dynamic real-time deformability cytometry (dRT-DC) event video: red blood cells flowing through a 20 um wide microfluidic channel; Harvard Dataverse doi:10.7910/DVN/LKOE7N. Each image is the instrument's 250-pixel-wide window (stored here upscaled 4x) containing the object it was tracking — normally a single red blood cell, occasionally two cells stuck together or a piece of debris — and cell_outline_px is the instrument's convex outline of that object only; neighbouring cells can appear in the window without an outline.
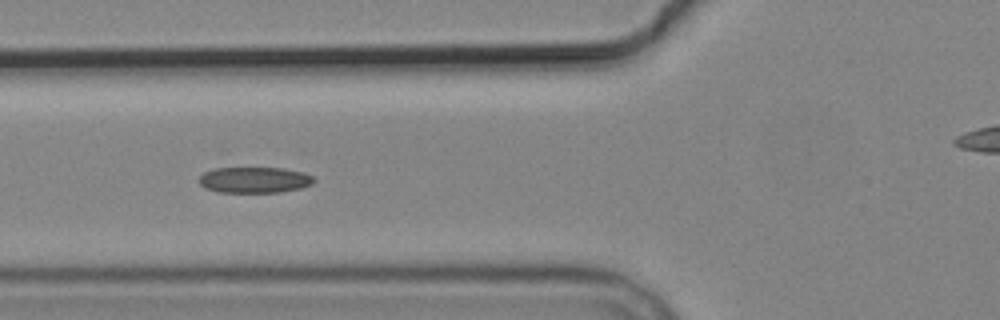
{"species": "common noctule bat (a hibernating species)", "species_latin": "Nyctalus noctula", "temperature_condition": "cold", "stored_images_in_passage": 6, "camera_frame_rate_fps": 3000, "um_per_image_px": 0.085, "animal": {"sex": "male", "body_mass_g": 19.2, "forearm_length_mm": 51.8}, "frame": {"image": 1, "passage_image": 5, "time_ms": 5.333, "image_size_px": [1000, 320], "cell_outline_px": [[316, 180], [312, 184], [300, 188], [280, 192], [216, 192], [204, 188], [200, 184], [200, 176], [204, 172], [212, 168], [284, 168], [304, 172], [312, 176]], "centroid_in_image_um": [21.62, 15.29], "position_along_channel_um": 104.2, "area_um2": 17.46}}
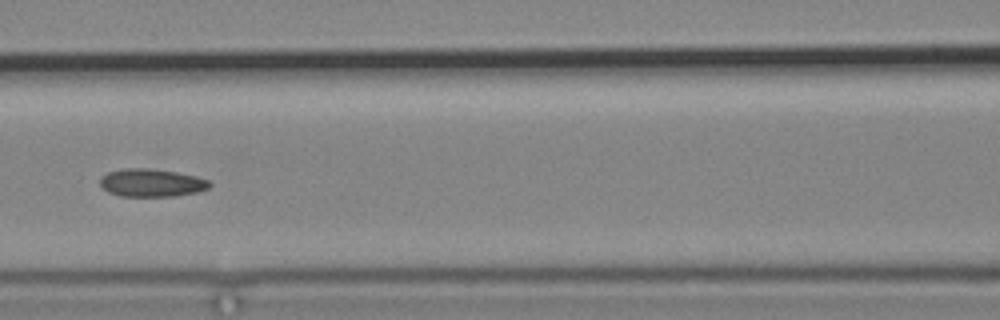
{"frame": {"image": 2, "passage_image": 6, "time_ms": 6.667, "image_size_px": [1000, 320], "cell_outline_px": [[212, 184], [208, 188], [196, 192], [176, 196], [120, 196], [108, 192], [100, 184], [100, 176], [108, 172], [124, 168], [152, 168], [176, 172], [196, 176], [208, 180]], "centroid_in_image_um": [12.87, 15.53], "position_along_channel_um": 153.7, "area_um2": 17.86}}